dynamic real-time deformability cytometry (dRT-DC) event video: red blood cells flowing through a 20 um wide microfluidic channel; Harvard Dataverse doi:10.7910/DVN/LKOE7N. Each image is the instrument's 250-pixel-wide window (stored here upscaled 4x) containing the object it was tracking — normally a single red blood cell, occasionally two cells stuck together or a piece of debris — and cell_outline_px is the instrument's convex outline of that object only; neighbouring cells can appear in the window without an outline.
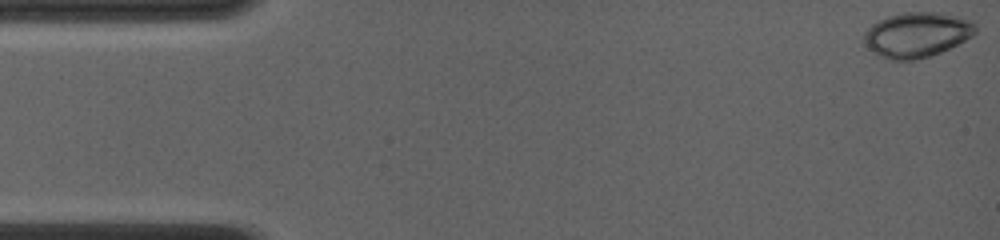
{"species": "common noctule bat (a hibernating species)", "species_latin": "Nyctalus noctula", "temperature_condition": "room temperature", "stored_images_in_passage": 36, "camera_frame_rate_fps": 4000, "um_per_image_px": 0.085, "animal": {"sex": "female", "body_mass_g": 19.0, "forearm_length_mm": 56.7}, "frame": {"image": 1, "passage_image": 1, "time_ms": 0.0, "image_size_px": [1000, 240], "cell_outline_px": [[976, 32], [972, 36], [932, 56], [912, 60], [892, 60], [880, 56], [872, 52], [864, 44], [864, 32], [872, 24], [888, 16], [904, 12], [936, 12], [960, 16], [972, 20], [976, 24]], "centroid_in_image_um": [77.94, 2.94], "position_along_channel_um": 7.1, "area_um2": 29.3}}
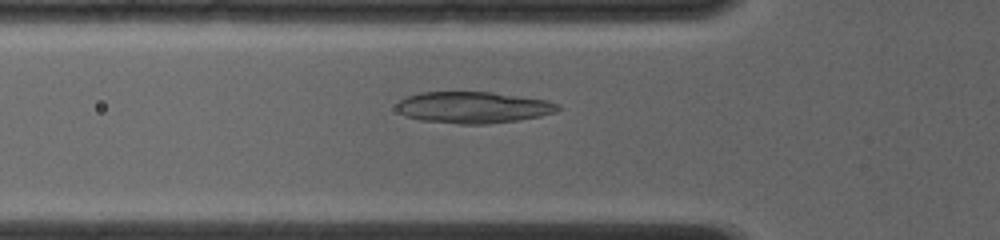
{"frame": {"image": 2, "passage_image": 32, "time_ms": 5.0, "image_size_px": [1000, 240], "cell_outline_px": [[560, 108], [556, 112], [540, 116], [516, 120], [488, 124], [460, 124], [420, 120], [408, 116], [400, 112], [396, 108], [396, 104], [404, 96], [420, 92], [492, 92], [548, 100], [560, 104]], "centroid_in_image_um": [40.23, 9.12], "position_along_channel_um": 85.6, "area_um2": 29.65}}